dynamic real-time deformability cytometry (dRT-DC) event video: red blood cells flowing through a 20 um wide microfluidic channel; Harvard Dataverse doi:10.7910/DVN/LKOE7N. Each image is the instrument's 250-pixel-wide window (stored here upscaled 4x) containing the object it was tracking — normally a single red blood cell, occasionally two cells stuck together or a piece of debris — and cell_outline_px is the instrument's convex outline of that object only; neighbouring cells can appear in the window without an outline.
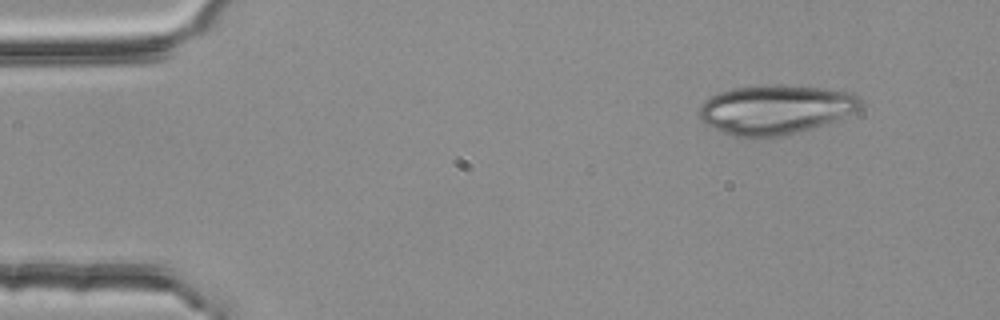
{"species": "common noctule bat (a hibernating species)", "species_latin": "Nyctalus noctula", "temperature_condition": "room temperature", "stored_images_in_passage": 6, "camera_frame_rate_fps": 3000, "um_per_image_px": 0.085, "animal": {"sex": "female", "body_mass_g": 25.1}, "frame": {"image": 1, "passage_image": 1, "time_ms": 0.0, "image_size_px": [1000, 320], "cell_outline_px": [[860, 108], [852, 112], [832, 120], [796, 132], [780, 136], [732, 136], [704, 124], [700, 120], [696, 112], [700, 104], [704, 100], [720, 92], [732, 88], [760, 84], [776, 84], [820, 88], [856, 92], [860, 96]], "centroid_in_image_um": [65.83, 9.27], "position_along_channel_um": 19.2, "area_um2": 46.18}}